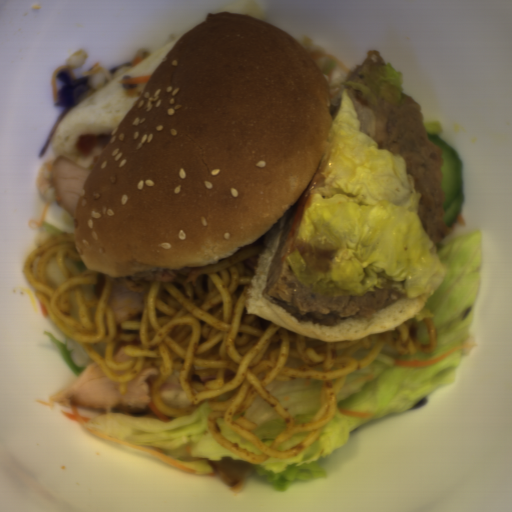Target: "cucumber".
I'll return each mask as SVG.
<instances>
[{
	"instance_id": "obj_1",
	"label": "cucumber",
	"mask_w": 512,
	"mask_h": 512,
	"mask_svg": "<svg viewBox=\"0 0 512 512\" xmlns=\"http://www.w3.org/2000/svg\"><path fill=\"white\" fill-rule=\"evenodd\" d=\"M428 140L440 147L444 165L441 166L443 174L442 189L445 193V202L442 203L445 213L443 222L445 226H455L465 199L463 194L462 161L460 156L438 135L427 134Z\"/></svg>"
}]
</instances>
